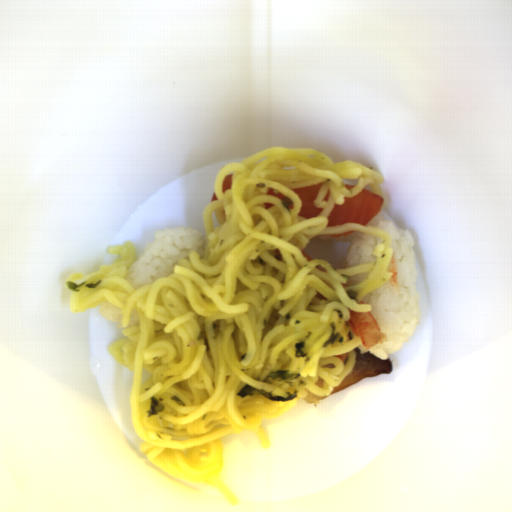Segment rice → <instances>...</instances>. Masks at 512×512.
Listing matches in <instances>:
<instances>
[{
    "mask_svg": "<svg viewBox=\"0 0 512 512\" xmlns=\"http://www.w3.org/2000/svg\"><path fill=\"white\" fill-rule=\"evenodd\" d=\"M207 235L195 228L180 226L156 232L143 254L136 257L125 276L136 290L174 273L180 259L191 252L205 255Z\"/></svg>",
    "mask_w": 512,
    "mask_h": 512,
    "instance_id": "rice-2",
    "label": "rice"
},
{
    "mask_svg": "<svg viewBox=\"0 0 512 512\" xmlns=\"http://www.w3.org/2000/svg\"><path fill=\"white\" fill-rule=\"evenodd\" d=\"M372 227L390 236L392 249L387 272L390 279L359 300L370 305L379 330L385 339L368 349L373 355L388 360L413 335L420 318L421 302L417 286L415 242L409 230L392 221L372 224Z\"/></svg>",
    "mask_w": 512,
    "mask_h": 512,
    "instance_id": "rice-1",
    "label": "rice"
},
{
    "mask_svg": "<svg viewBox=\"0 0 512 512\" xmlns=\"http://www.w3.org/2000/svg\"><path fill=\"white\" fill-rule=\"evenodd\" d=\"M102 316L109 319L112 322L122 323L123 312L122 309L111 303L110 301H104L96 306Z\"/></svg>",
    "mask_w": 512,
    "mask_h": 512,
    "instance_id": "rice-4",
    "label": "rice"
},
{
    "mask_svg": "<svg viewBox=\"0 0 512 512\" xmlns=\"http://www.w3.org/2000/svg\"><path fill=\"white\" fill-rule=\"evenodd\" d=\"M311 240L351 244L345 258V268L375 263L377 255H374V250L379 244H384V239L380 236L357 230L343 238L332 237L330 234H319L312 237Z\"/></svg>",
    "mask_w": 512,
    "mask_h": 512,
    "instance_id": "rice-3",
    "label": "rice"
}]
</instances>
